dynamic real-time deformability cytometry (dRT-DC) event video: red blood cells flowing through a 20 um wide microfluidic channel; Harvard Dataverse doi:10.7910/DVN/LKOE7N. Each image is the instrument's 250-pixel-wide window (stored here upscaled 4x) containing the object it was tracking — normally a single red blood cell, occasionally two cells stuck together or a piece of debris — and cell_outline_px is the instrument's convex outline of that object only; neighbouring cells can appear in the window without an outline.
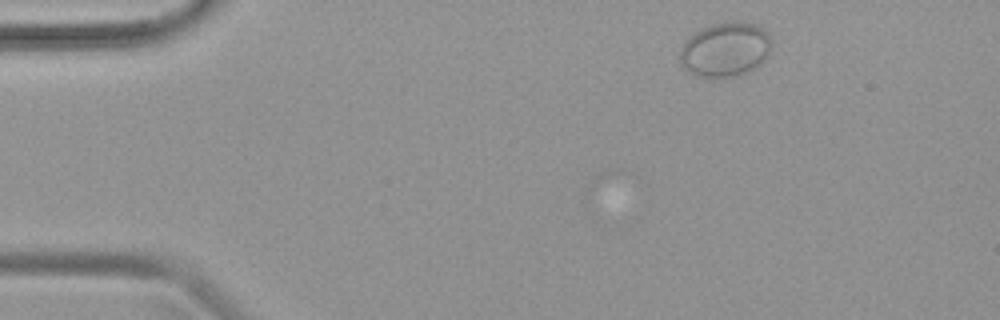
{"species": "common noctule bat (a hibernating species)", "species_latin": "Nyctalus noctula", "temperature_condition": "warm", "stored_images_in_passage": 2, "camera_frame_rate_fps": 3000, "um_per_image_px": 0.085, "animal": {"sex": "female", "body_mass_g": 19.9}, "frame": {"image": 1, "passage_image": 2, "time_ms": 0.333, "image_size_px": [1000, 320], "cell_outline_px": [[772, 48], [768, 56], [764, 60], [748, 72], [736, 76], [696, 76], [684, 68], [680, 64], [680, 48], [684, 40], [696, 32], [712, 24], [736, 20], [756, 24], [768, 32], [772, 40]], "centroid_in_image_um": [61.67, 4.19], "position_along_channel_um": 23.3, "area_um2": 29.25}}